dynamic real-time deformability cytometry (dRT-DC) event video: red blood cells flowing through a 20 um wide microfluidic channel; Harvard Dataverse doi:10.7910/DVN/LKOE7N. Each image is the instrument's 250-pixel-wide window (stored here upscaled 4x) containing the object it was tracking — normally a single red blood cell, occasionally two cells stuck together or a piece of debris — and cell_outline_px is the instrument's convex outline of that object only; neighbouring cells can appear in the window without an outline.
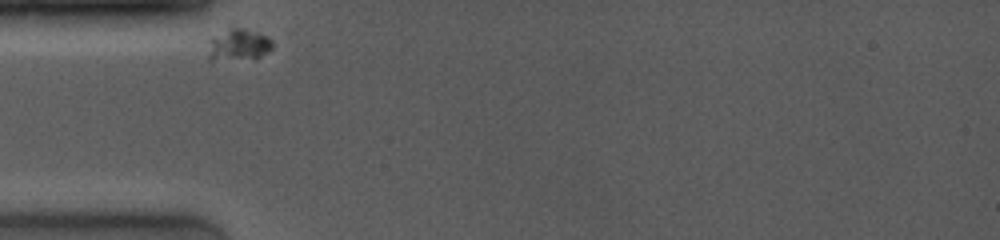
{"species": "common noctule bat (a hibernating species)", "species_latin": "Nyctalus noctula", "temperature_condition": "room temperature", "stored_images_in_passage": 23, "camera_frame_rate_fps": 4000, "um_per_image_px": 0.085, "animal": {"sex": "female", "body_mass_g": 19.0, "forearm_length_mm": 53.3}, "frame": {"image": 1, "passage_image": 1, "time_ms": 0.0, "image_size_px": [1000, 240], "cell_outline_px": [[272, 48], [268, 52], [260, 56], [212, 60], [208, 56], [212, 36], [228, 24], [244, 28], [256, 32], [272, 40]], "centroid_in_image_um": [20.23, 3.72], "position_along_channel_um": 64.8, "area_um2": 11.79}}
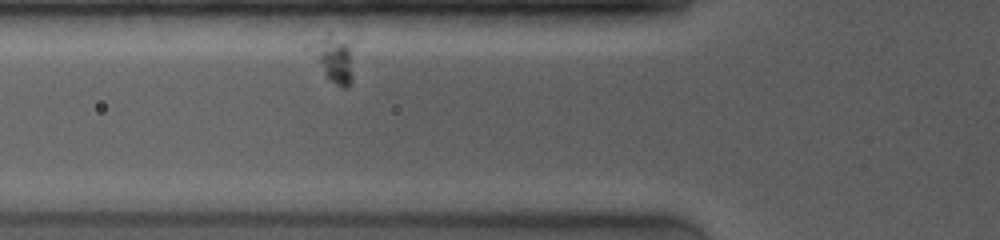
{"frame": {"image": 2, "passage_image": 4, "time_ms": 1.0, "image_size_px": [1000, 240], "cell_outline_px": [[352, 80], [348, 88], [340, 88], [328, 80], [304, 48], [328, 32], [344, 44], [348, 48], [352, 76]], "centroid_in_image_um": [28.22, 5.07], "position_along_channel_um": 97.6, "area_um2": 11.44}}
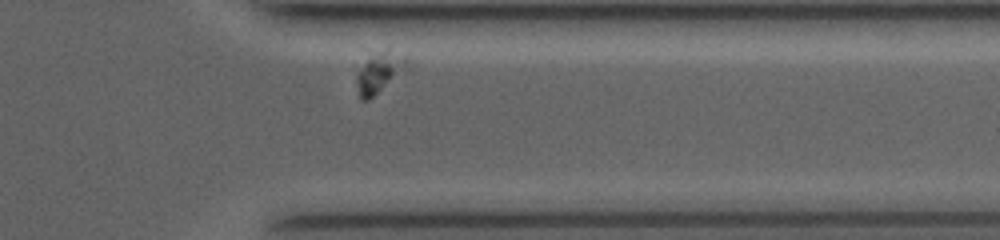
{"frame": {"image": 3, "passage_image": 23, "time_ms": 9.0, "image_size_px": [1000, 240], "cell_outline_px": [[408, 68], [368, 100], [360, 100], [356, 80], [356, 72], [364, 48], [388, 48], [408, 56]], "centroid_in_image_um": [32.17, 5.97], "position_along_channel_um": 379.2, "area_um2": 13.35}}